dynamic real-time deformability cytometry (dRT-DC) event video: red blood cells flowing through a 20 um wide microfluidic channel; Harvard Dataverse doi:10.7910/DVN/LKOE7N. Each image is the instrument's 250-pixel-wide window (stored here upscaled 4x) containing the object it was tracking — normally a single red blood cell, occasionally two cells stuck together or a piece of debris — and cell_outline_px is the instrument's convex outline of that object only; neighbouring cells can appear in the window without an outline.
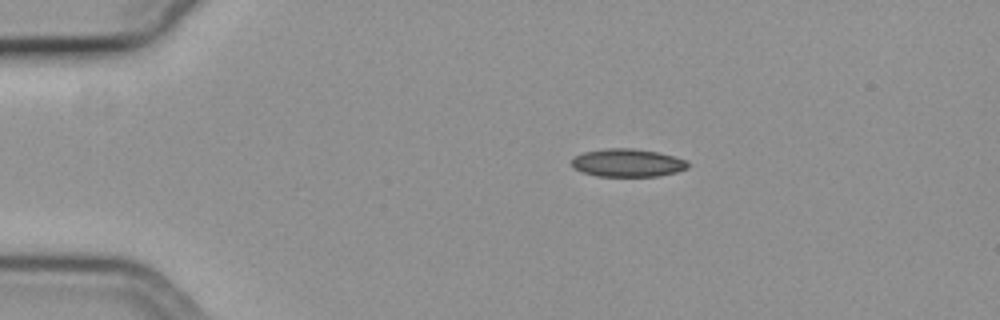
{"species": "common noctule bat (a hibernating species)", "species_latin": "Nyctalus noctula", "temperature_condition": "cold", "stored_images_in_passage": 12, "camera_frame_rate_fps": 3000, "um_per_image_px": 0.085, "animal": {"sex": "female", "body_mass_g": 19.3, "forearm_length_mm": 54.1}, "frame": {"image": 1, "passage_image": 1, "time_ms": 0.0, "image_size_px": [1000, 320], "cell_outline_px": [[692, 164], [688, 168], [676, 172], [656, 176], [596, 176], [572, 168], [572, 156], [584, 152], [604, 148], [632, 148], [656, 152], [688, 160]], "centroid_in_image_um": [53.34, 13.84], "position_along_channel_um": 31.7, "area_um2": 19.07}}
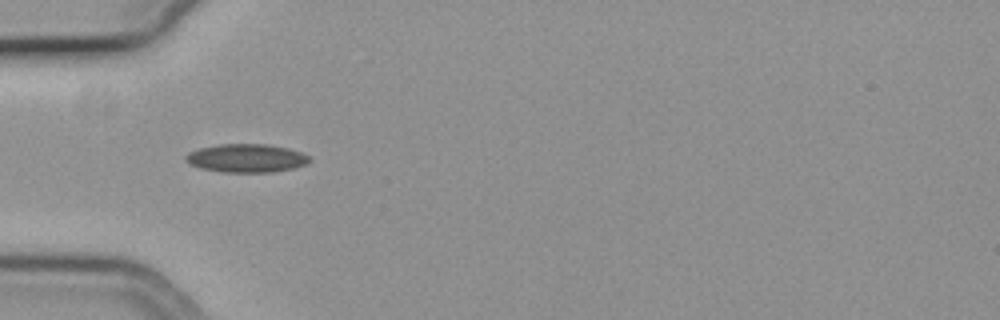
{"frame": {"image": 2, "passage_image": 8, "time_ms": 2.333, "image_size_px": [1000, 320], "cell_outline_px": [[312, 160], [308, 164], [292, 168], [272, 172], [224, 172], [200, 168], [188, 164], [184, 160], [184, 156], [188, 152], [200, 148], [220, 144], [268, 144], [288, 148], [300, 152], [308, 156]], "centroid_in_image_um": [20.92, 13.44], "position_along_channel_um": 64.1, "area_um2": 20.58}}
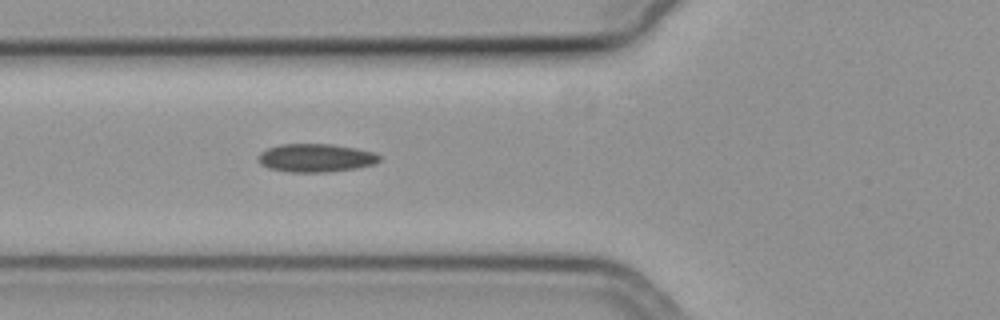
{"frame": {"image": 3, "passage_image": 11, "time_ms": 3.333, "image_size_px": [1000, 320], "cell_outline_px": [[380, 160], [376, 164], [356, 168], [328, 172], [288, 172], [268, 168], [260, 164], [260, 152], [268, 148], [280, 144], [332, 144], [356, 148], [376, 152], [380, 156]], "centroid_in_image_um": [26.88, 13.42], "position_along_channel_um": 98.9, "area_um2": 20.06}}